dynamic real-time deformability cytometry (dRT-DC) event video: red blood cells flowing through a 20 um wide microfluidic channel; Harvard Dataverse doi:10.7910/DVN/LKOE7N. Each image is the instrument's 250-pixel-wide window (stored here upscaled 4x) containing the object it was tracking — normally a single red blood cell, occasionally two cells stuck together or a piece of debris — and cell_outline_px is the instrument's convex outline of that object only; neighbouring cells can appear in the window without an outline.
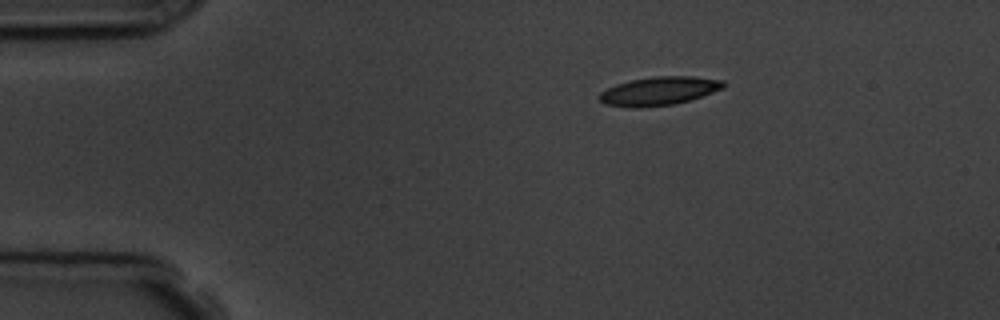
{"species": "common noctule bat (a hibernating species)", "species_latin": "Nyctalus noctula", "temperature_condition": "room temperature", "stored_images_in_passage": 2, "camera_frame_rate_fps": 3000, "um_per_image_px": 0.085, "animal": {"sex": "male", "body_mass_g": 19.5, "forearm_length_mm": 54.6}, "frame": {"image": 1, "passage_image": 1, "time_ms": 0.0, "image_size_px": [1000, 320], "cell_outline_px": [[728, 84], [724, 88], [688, 100], [672, 104], [636, 108], [632, 108], [604, 104], [596, 96], [600, 92], [616, 84], [632, 80], [656, 76], [692, 76], [724, 80]], "centroid_in_image_um": [56.0, 7.73], "position_along_channel_um": 29.0, "area_um2": 20.58}}